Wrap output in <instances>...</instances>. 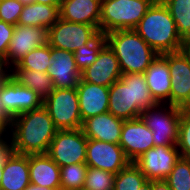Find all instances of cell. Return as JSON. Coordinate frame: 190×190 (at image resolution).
<instances>
[{"label":"cell","mask_w":190,"mask_h":190,"mask_svg":"<svg viewBox=\"0 0 190 190\" xmlns=\"http://www.w3.org/2000/svg\"><path fill=\"white\" fill-rule=\"evenodd\" d=\"M153 133L141 117L123 123L119 145L130 162L154 147Z\"/></svg>","instance_id":"15"},{"label":"cell","mask_w":190,"mask_h":190,"mask_svg":"<svg viewBox=\"0 0 190 190\" xmlns=\"http://www.w3.org/2000/svg\"><path fill=\"white\" fill-rule=\"evenodd\" d=\"M105 45L106 37L104 34L99 33L89 44L82 46L73 53L80 73L96 61L99 52Z\"/></svg>","instance_id":"28"},{"label":"cell","mask_w":190,"mask_h":190,"mask_svg":"<svg viewBox=\"0 0 190 190\" xmlns=\"http://www.w3.org/2000/svg\"><path fill=\"white\" fill-rule=\"evenodd\" d=\"M24 190H55V189H50L47 187H41L39 185H34V184H29Z\"/></svg>","instance_id":"42"},{"label":"cell","mask_w":190,"mask_h":190,"mask_svg":"<svg viewBox=\"0 0 190 190\" xmlns=\"http://www.w3.org/2000/svg\"><path fill=\"white\" fill-rule=\"evenodd\" d=\"M60 17L59 7L31 3L23 6L18 24L49 29Z\"/></svg>","instance_id":"24"},{"label":"cell","mask_w":190,"mask_h":190,"mask_svg":"<svg viewBox=\"0 0 190 190\" xmlns=\"http://www.w3.org/2000/svg\"><path fill=\"white\" fill-rule=\"evenodd\" d=\"M51 58L55 60L48 69L54 88H76L81 78L77 69L74 54L66 50L51 47Z\"/></svg>","instance_id":"17"},{"label":"cell","mask_w":190,"mask_h":190,"mask_svg":"<svg viewBox=\"0 0 190 190\" xmlns=\"http://www.w3.org/2000/svg\"><path fill=\"white\" fill-rule=\"evenodd\" d=\"M134 30L158 55L183 48L184 40L165 4L151 5Z\"/></svg>","instance_id":"3"},{"label":"cell","mask_w":190,"mask_h":190,"mask_svg":"<svg viewBox=\"0 0 190 190\" xmlns=\"http://www.w3.org/2000/svg\"><path fill=\"white\" fill-rule=\"evenodd\" d=\"M106 44L116 55L122 74L144 73L158 54L134 29L105 34Z\"/></svg>","instance_id":"4"},{"label":"cell","mask_w":190,"mask_h":190,"mask_svg":"<svg viewBox=\"0 0 190 190\" xmlns=\"http://www.w3.org/2000/svg\"><path fill=\"white\" fill-rule=\"evenodd\" d=\"M152 190H172L165 180H152Z\"/></svg>","instance_id":"39"},{"label":"cell","mask_w":190,"mask_h":190,"mask_svg":"<svg viewBox=\"0 0 190 190\" xmlns=\"http://www.w3.org/2000/svg\"><path fill=\"white\" fill-rule=\"evenodd\" d=\"M123 123L124 120L106 112L84 120L81 129L87 139L119 144Z\"/></svg>","instance_id":"19"},{"label":"cell","mask_w":190,"mask_h":190,"mask_svg":"<svg viewBox=\"0 0 190 190\" xmlns=\"http://www.w3.org/2000/svg\"><path fill=\"white\" fill-rule=\"evenodd\" d=\"M62 0H34L35 3L58 6L60 8Z\"/></svg>","instance_id":"40"},{"label":"cell","mask_w":190,"mask_h":190,"mask_svg":"<svg viewBox=\"0 0 190 190\" xmlns=\"http://www.w3.org/2000/svg\"><path fill=\"white\" fill-rule=\"evenodd\" d=\"M54 62L55 60L51 58V47L47 43L44 46H40L30 51L13 68L47 73L49 67L53 65Z\"/></svg>","instance_id":"26"},{"label":"cell","mask_w":190,"mask_h":190,"mask_svg":"<svg viewBox=\"0 0 190 190\" xmlns=\"http://www.w3.org/2000/svg\"><path fill=\"white\" fill-rule=\"evenodd\" d=\"M87 169L85 162L60 167L61 190L83 189Z\"/></svg>","instance_id":"30"},{"label":"cell","mask_w":190,"mask_h":190,"mask_svg":"<svg viewBox=\"0 0 190 190\" xmlns=\"http://www.w3.org/2000/svg\"><path fill=\"white\" fill-rule=\"evenodd\" d=\"M171 76V105L182 107L190 95V58L182 50L162 54Z\"/></svg>","instance_id":"14"},{"label":"cell","mask_w":190,"mask_h":190,"mask_svg":"<svg viewBox=\"0 0 190 190\" xmlns=\"http://www.w3.org/2000/svg\"><path fill=\"white\" fill-rule=\"evenodd\" d=\"M151 4L146 0H102L99 32L134 29Z\"/></svg>","instance_id":"5"},{"label":"cell","mask_w":190,"mask_h":190,"mask_svg":"<svg viewBox=\"0 0 190 190\" xmlns=\"http://www.w3.org/2000/svg\"><path fill=\"white\" fill-rule=\"evenodd\" d=\"M57 131L48 110L42 106L13 118L8 135L15 153L46 154Z\"/></svg>","instance_id":"1"},{"label":"cell","mask_w":190,"mask_h":190,"mask_svg":"<svg viewBox=\"0 0 190 190\" xmlns=\"http://www.w3.org/2000/svg\"><path fill=\"white\" fill-rule=\"evenodd\" d=\"M43 106V100L32 89L10 77L0 86V110L11 121L19 114Z\"/></svg>","instance_id":"10"},{"label":"cell","mask_w":190,"mask_h":190,"mask_svg":"<svg viewBox=\"0 0 190 190\" xmlns=\"http://www.w3.org/2000/svg\"><path fill=\"white\" fill-rule=\"evenodd\" d=\"M14 27L15 26L0 20V60L6 56Z\"/></svg>","instance_id":"35"},{"label":"cell","mask_w":190,"mask_h":190,"mask_svg":"<svg viewBox=\"0 0 190 190\" xmlns=\"http://www.w3.org/2000/svg\"><path fill=\"white\" fill-rule=\"evenodd\" d=\"M15 153L14 145L12 139L9 141L7 138L0 139V183L2 179L3 166Z\"/></svg>","instance_id":"36"},{"label":"cell","mask_w":190,"mask_h":190,"mask_svg":"<svg viewBox=\"0 0 190 190\" xmlns=\"http://www.w3.org/2000/svg\"><path fill=\"white\" fill-rule=\"evenodd\" d=\"M10 70L19 84L35 91L43 101L53 92V80L48 73L21 68Z\"/></svg>","instance_id":"25"},{"label":"cell","mask_w":190,"mask_h":190,"mask_svg":"<svg viewBox=\"0 0 190 190\" xmlns=\"http://www.w3.org/2000/svg\"><path fill=\"white\" fill-rule=\"evenodd\" d=\"M87 137L82 129L58 130L46 153L60 167L86 161Z\"/></svg>","instance_id":"8"},{"label":"cell","mask_w":190,"mask_h":190,"mask_svg":"<svg viewBox=\"0 0 190 190\" xmlns=\"http://www.w3.org/2000/svg\"><path fill=\"white\" fill-rule=\"evenodd\" d=\"M146 181L141 170L134 162H130L115 175L114 190H138Z\"/></svg>","instance_id":"29"},{"label":"cell","mask_w":190,"mask_h":190,"mask_svg":"<svg viewBox=\"0 0 190 190\" xmlns=\"http://www.w3.org/2000/svg\"><path fill=\"white\" fill-rule=\"evenodd\" d=\"M82 122L89 117L108 112L109 87L79 80L76 87Z\"/></svg>","instance_id":"18"},{"label":"cell","mask_w":190,"mask_h":190,"mask_svg":"<svg viewBox=\"0 0 190 190\" xmlns=\"http://www.w3.org/2000/svg\"><path fill=\"white\" fill-rule=\"evenodd\" d=\"M85 163L88 167L99 168L116 175L130 161L119 144L88 139Z\"/></svg>","instance_id":"13"},{"label":"cell","mask_w":190,"mask_h":190,"mask_svg":"<svg viewBox=\"0 0 190 190\" xmlns=\"http://www.w3.org/2000/svg\"><path fill=\"white\" fill-rule=\"evenodd\" d=\"M23 5L34 3V0H19Z\"/></svg>","instance_id":"46"},{"label":"cell","mask_w":190,"mask_h":190,"mask_svg":"<svg viewBox=\"0 0 190 190\" xmlns=\"http://www.w3.org/2000/svg\"><path fill=\"white\" fill-rule=\"evenodd\" d=\"M165 181L172 190H190V162L180 157Z\"/></svg>","instance_id":"31"},{"label":"cell","mask_w":190,"mask_h":190,"mask_svg":"<svg viewBox=\"0 0 190 190\" xmlns=\"http://www.w3.org/2000/svg\"><path fill=\"white\" fill-rule=\"evenodd\" d=\"M183 51L188 55L190 58V37L186 38L183 43Z\"/></svg>","instance_id":"41"},{"label":"cell","mask_w":190,"mask_h":190,"mask_svg":"<svg viewBox=\"0 0 190 190\" xmlns=\"http://www.w3.org/2000/svg\"><path fill=\"white\" fill-rule=\"evenodd\" d=\"M47 43V28L17 24L14 27L6 56L2 61L14 67L30 51Z\"/></svg>","instance_id":"11"},{"label":"cell","mask_w":190,"mask_h":190,"mask_svg":"<svg viewBox=\"0 0 190 190\" xmlns=\"http://www.w3.org/2000/svg\"><path fill=\"white\" fill-rule=\"evenodd\" d=\"M43 106L58 130L80 129L79 97L76 88H54L53 92L43 101Z\"/></svg>","instance_id":"7"},{"label":"cell","mask_w":190,"mask_h":190,"mask_svg":"<svg viewBox=\"0 0 190 190\" xmlns=\"http://www.w3.org/2000/svg\"><path fill=\"white\" fill-rule=\"evenodd\" d=\"M10 66L0 60V86H2L10 77H12V72H9Z\"/></svg>","instance_id":"38"},{"label":"cell","mask_w":190,"mask_h":190,"mask_svg":"<svg viewBox=\"0 0 190 190\" xmlns=\"http://www.w3.org/2000/svg\"><path fill=\"white\" fill-rule=\"evenodd\" d=\"M121 77L119 61L107 44L99 52L96 61L81 72L83 81L106 87H110Z\"/></svg>","instance_id":"16"},{"label":"cell","mask_w":190,"mask_h":190,"mask_svg":"<svg viewBox=\"0 0 190 190\" xmlns=\"http://www.w3.org/2000/svg\"><path fill=\"white\" fill-rule=\"evenodd\" d=\"M29 174L31 184L61 190L60 166L47 154L29 155Z\"/></svg>","instance_id":"22"},{"label":"cell","mask_w":190,"mask_h":190,"mask_svg":"<svg viewBox=\"0 0 190 190\" xmlns=\"http://www.w3.org/2000/svg\"><path fill=\"white\" fill-rule=\"evenodd\" d=\"M23 6L19 0H0V20L16 26Z\"/></svg>","instance_id":"34"},{"label":"cell","mask_w":190,"mask_h":190,"mask_svg":"<svg viewBox=\"0 0 190 190\" xmlns=\"http://www.w3.org/2000/svg\"><path fill=\"white\" fill-rule=\"evenodd\" d=\"M102 0H62L60 18L95 26L99 30Z\"/></svg>","instance_id":"21"},{"label":"cell","mask_w":190,"mask_h":190,"mask_svg":"<svg viewBox=\"0 0 190 190\" xmlns=\"http://www.w3.org/2000/svg\"><path fill=\"white\" fill-rule=\"evenodd\" d=\"M143 74L154 100L158 104L171 105V76L167 60L158 55Z\"/></svg>","instance_id":"20"},{"label":"cell","mask_w":190,"mask_h":190,"mask_svg":"<svg viewBox=\"0 0 190 190\" xmlns=\"http://www.w3.org/2000/svg\"><path fill=\"white\" fill-rule=\"evenodd\" d=\"M177 148L180 157L186 158L190 154V114L185 112H182L179 119Z\"/></svg>","instance_id":"33"},{"label":"cell","mask_w":190,"mask_h":190,"mask_svg":"<svg viewBox=\"0 0 190 190\" xmlns=\"http://www.w3.org/2000/svg\"><path fill=\"white\" fill-rule=\"evenodd\" d=\"M157 104L143 73L122 74L109 87L108 112L124 121L140 117L143 111Z\"/></svg>","instance_id":"2"},{"label":"cell","mask_w":190,"mask_h":190,"mask_svg":"<svg viewBox=\"0 0 190 190\" xmlns=\"http://www.w3.org/2000/svg\"><path fill=\"white\" fill-rule=\"evenodd\" d=\"M113 173L95 167H88L85 177L84 190H114Z\"/></svg>","instance_id":"32"},{"label":"cell","mask_w":190,"mask_h":190,"mask_svg":"<svg viewBox=\"0 0 190 190\" xmlns=\"http://www.w3.org/2000/svg\"><path fill=\"white\" fill-rule=\"evenodd\" d=\"M138 190H152V180H147Z\"/></svg>","instance_id":"43"},{"label":"cell","mask_w":190,"mask_h":190,"mask_svg":"<svg viewBox=\"0 0 190 190\" xmlns=\"http://www.w3.org/2000/svg\"><path fill=\"white\" fill-rule=\"evenodd\" d=\"M30 183L29 155L14 153L3 166L0 190H24Z\"/></svg>","instance_id":"23"},{"label":"cell","mask_w":190,"mask_h":190,"mask_svg":"<svg viewBox=\"0 0 190 190\" xmlns=\"http://www.w3.org/2000/svg\"><path fill=\"white\" fill-rule=\"evenodd\" d=\"M99 33L95 26L69 22L59 17L48 29V44L50 47L74 53L89 44Z\"/></svg>","instance_id":"9"},{"label":"cell","mask_w":190,"mask_h":190,"mask_svg":"<svg viewBox=\"0 0 190 190\" xmlns=\"http://www.w3.org/2000/svg\"><path fill=\"white\" fill-rule=\"evenodd\" d=\"M180 107L157 104L143 111L140 117L153 133L154 147L176 146L179 133Z\"/></svg>","instance_id":"6"},{"label":"cell","mask_w":190,"mask_h":190,"mask_svg":"<svg viewBox=\"0 0 190 190\" xmlns=\"http://www.w3.org/2000/svg\"><path fill=\"white\" fill-rule=\"evenodd\" d=\"M186 159L190 162V154L186 157Z\"/></svg>","instance_id":"47"},{"label":"cell","mask_w":190,"mask_h":190,"mask_svg":"<svg viewBox=\"0 0 190 190\" xmlns=\"http://www.w3.org/2000/svg\"><path fill=\"white\" fill-rule=\"evenodd\" d=\"M180 158L176 146H156L134 161L147 180H165Z\"/></svg>","instance_id":"12"},{"label":"cell","mask_w":190,"mask_h":190,"mask_svg":"<svg viewBox=\"0 0 190 190\" xmlns=\"http://www.w3.org/2000/svg\"><path fill=\"white\" fill-rule=\"evenodd\" d=\"M8 132H10V121L0 110V139L8 137L5 136Z\"/></svg>","instance_id":"37"},{"label":"cell","mask_w":190,"mask_h":190,"mask_svg":"<svg viewBox=\"0 0 190 190\" xmlns=\"http://www.w3.org/2000/svg\"><path fill=\"white\" fill-rule=\"evenodd\" d=\"M182 112L190 114V95L187 102L181 107Z\"/></svg>","instance_id":"44"},{"label":"cell","mask_w":190,"mask_h":190,"mask_svg":"<svg viewBox=\"0 0 190 190\" xmlns=\"http://www.w3.org/2000/svg\"><path fill=\"white\" fill-rule=\"evenodd\" d=\"M146 1H148L151 5H154V4H165L166 0H146Z\"/></svg>","instance_id":"45"},{"label":"cell","mask_w":190,"mask_h":190,"mask_svg":"<svg viewBox=\"0 0 190 190\" xmlns=\"http://www.w3.org/2000/svg\"><path fill=\"white\" fill-rule=\"evenodd\" d=\"M165 5L181 38L185 40L190 37V0H166Z\"/></svg>","instance_id":"27"}]
</instances>
